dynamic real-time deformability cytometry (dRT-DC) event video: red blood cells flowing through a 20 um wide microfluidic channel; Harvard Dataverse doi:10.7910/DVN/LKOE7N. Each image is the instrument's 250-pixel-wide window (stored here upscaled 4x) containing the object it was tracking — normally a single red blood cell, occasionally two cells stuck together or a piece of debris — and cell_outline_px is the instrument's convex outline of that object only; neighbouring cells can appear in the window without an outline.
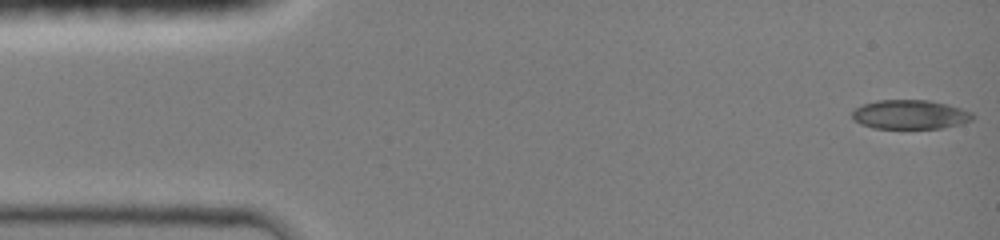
{"species": "common noctule bat (a hibernating species)", "species_latin": "Nyctalus noctula", "temperature_condition": "room temperature", "stored_images_in_passage": 45, "camera_frame_rate_fps": 3000, "um_per_image_px": 0.085, "animal": {"sex": "female", "body_mass_g": 19.0, "forearm_length_mm": 51.5}, "frame": {"image": 1, "passage_image": 1, "time_ms": 0.0, "image_size_px": [1000, 240], "cell_outline_px": [[976, 116], [972, 120], [960, 124], [944, 128], [872, 128], [860, 124], [852, 120], [852, 112], [856, 108], [864, 104], [876, 100], [928, 100], [948, 104], [972, 112]], "centroid_in_image_um": [77.36, 9.74], "position_along_channel_um": 7.6, "area_um2": 20.63}}
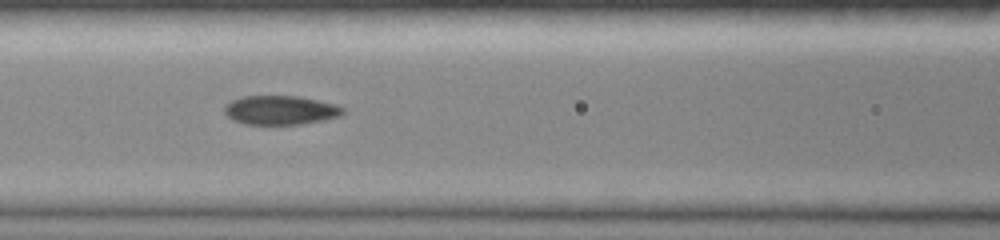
{"frame": {"image": 2, "passage_image": 19, "time_ms": 6.0, "image_size_px": [1000, 240], "cell_outline_px": [[344, 112], [340, 116], [324, 120], [300, 124], [244, 124], [232, 120], [224, 112], [224, 108], [232, 100], [244, 96], [300, 96], [336, 104], [344, 108]], "centroid_in_image_um": [23.86, 9.36], "position_along_channel_um": 142.7, "area_um2": 20.06}}
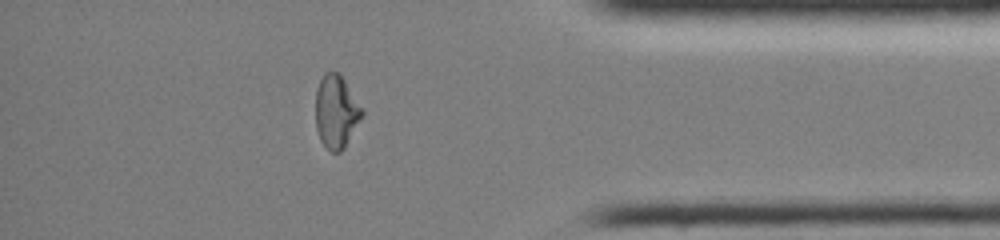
{"frame": {"image": 3, "passage_image": 39, "time_ms": 12.667, "image_size_px": [1000, 240], "cell_outline_px": [[364, 116], [344, 148], [340, 152], [332, 152], [320, 140], [316, 128], [316, 88], [324, 72], [340, 72], [364, 108]], "centroid_in_image_um": [28.61, 9.46], "position_along_channel_um": 406.6, "area_um2": 20.17}, "authors_computed_cell_mechanics": {"area_um2": 20.1722, "velocity_mm_per_s": 4.1952, "shape_relaxation_time_tau1_ms": 11.2229, "shape_relaxation_time_tau2_ms": 2.633, "deformation_change_tau1": 0.2714, "deformation_change_tau2": 0.0586}}